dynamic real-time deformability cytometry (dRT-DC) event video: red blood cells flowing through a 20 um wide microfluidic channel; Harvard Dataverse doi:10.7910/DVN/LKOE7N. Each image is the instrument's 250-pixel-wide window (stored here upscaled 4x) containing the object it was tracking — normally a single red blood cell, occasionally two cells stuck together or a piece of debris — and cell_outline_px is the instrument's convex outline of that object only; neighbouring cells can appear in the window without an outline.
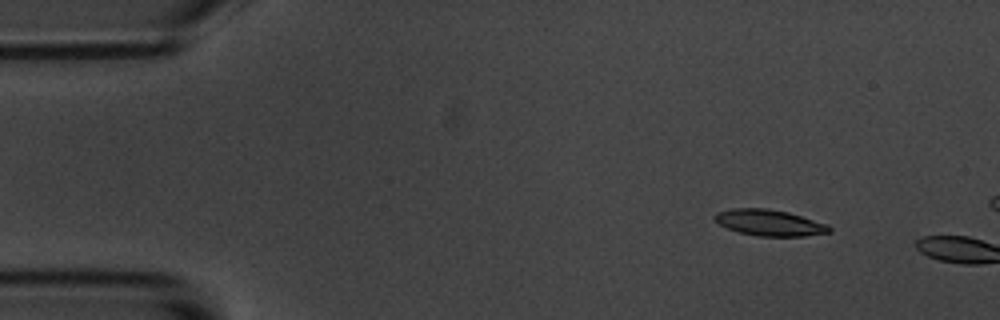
{"species": "common noctule bat (a hibernating species)", "species_latin": "Nyctalus noctula", "temperature_condition": "room temperature", "stored_images_in_passage": 2, "camera_frame_rate_fps": 3000, "um_per_image_px": 0.085, "animal": {"sex": "male", "body_mass_g": 20.1, "forearm_length_mm": 53.5}, "frame": {"image": 1, "passage_image": 1, "time_ms": 0.0, "image_size_px": [1000, 320], "cell_outline_px": [[832, 232], [804, 236], [756, 236], [740, 232], [728, 228], [720, 224], [712, 216], [716, 212], [732, 208], [768, 208], [788, 212], [828, 224], [832, 228]], "centroid_in_image_um": [65.42, 18.92], "position_along_channel_um": 19.6, "area_um2": 17.51}}